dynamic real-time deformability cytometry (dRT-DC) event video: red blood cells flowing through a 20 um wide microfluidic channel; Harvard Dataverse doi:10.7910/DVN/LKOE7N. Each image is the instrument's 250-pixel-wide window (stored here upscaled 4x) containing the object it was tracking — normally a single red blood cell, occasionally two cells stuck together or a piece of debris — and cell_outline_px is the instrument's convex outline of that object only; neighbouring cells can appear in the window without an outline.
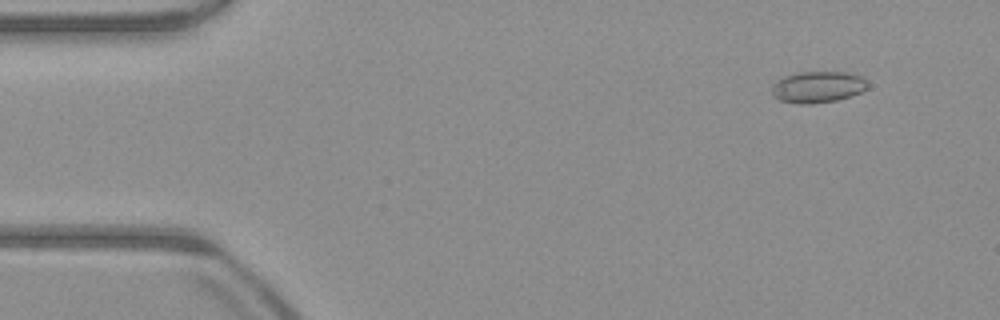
{"species": "common noctule bat (a hibernating species)", "species_latin": "Nyctalus noctula", "temperature_condition": "warm", "stored_images_in_passage": 52, "camera_frame_rate_fps": 3000, "um_per_image_px": 0.085, "animal": {"sex": "male", "body_mass_g": 23.1, "forearm_length_mm": 52.7}, "frame": {"image": 1, "passage_image": 5, "time_ms": 1.333, "image_size_px": [1000, 320], "cell_outline_px": [[868, 88], [852, 96], [836, 100], [812, 104], [804, 104], [780, 100], [772, 96], [772, 84], [776, 80], [784, 76], [796, 72], [844, 72], [860, 76], [868, 84]], "centroid_in_image_um": [69.48, 7.39], "position_along_channel_um": 15.5, "area_um2": 17.57}}
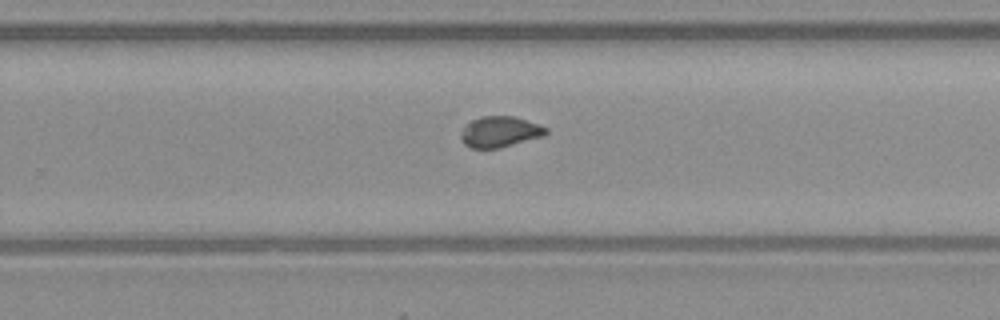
{"frame": {"image": 2, "passage_image": 33, "time_ms": 10.667, "image_size_px": [1000, 320], "cell_outline_px": [[548, 132], [544, 136], [500, 148], [472, 148], [464, 144], [460, 140], [460, 132], [472, 120], [480, 116], [516, 116], [548, 128]], "centroid_in_image_um": [42.49, 11.2], "position_along_channel_um": 287.3, "area_um2": 15.37}}
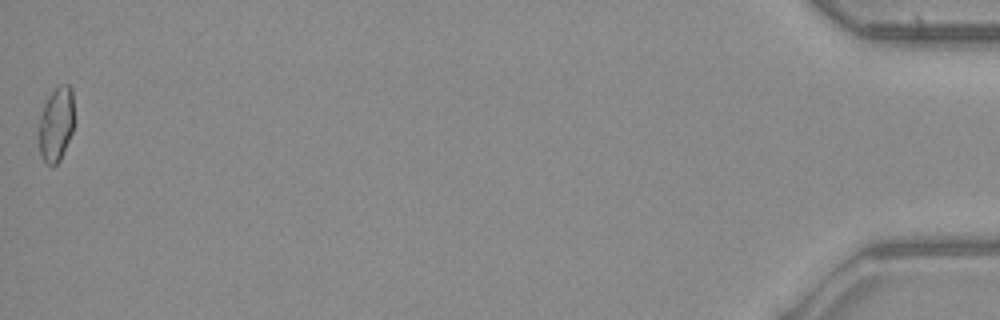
{"frame": {"image": 3, "passage_image": 52, "time_ms": 17.0, "image_size_px": [1000, 320], "cell_outline_px": [[72, 132], [60, 160], [56, 164], [44, 164], [40, 156], [40, 116], [44, 104], [48, 96], [60, 84], [68, 84], [72, 88]], "centroid_in_image_um": [4.76, 10.56], "position_along_channel_um": 430.4, "area_um2": 14.97}, "authors_computed_cell_mechanics": {"area_um2": 15.6927, "velocity_mm_per_s": 3.9634, "shape_relaxation_time_tau1_ms": null, "shape_relaxation_time_tau2_ms": 1.3555, "deformation_change_tau1": null, "deformation_change_tau2": 0.0458}}